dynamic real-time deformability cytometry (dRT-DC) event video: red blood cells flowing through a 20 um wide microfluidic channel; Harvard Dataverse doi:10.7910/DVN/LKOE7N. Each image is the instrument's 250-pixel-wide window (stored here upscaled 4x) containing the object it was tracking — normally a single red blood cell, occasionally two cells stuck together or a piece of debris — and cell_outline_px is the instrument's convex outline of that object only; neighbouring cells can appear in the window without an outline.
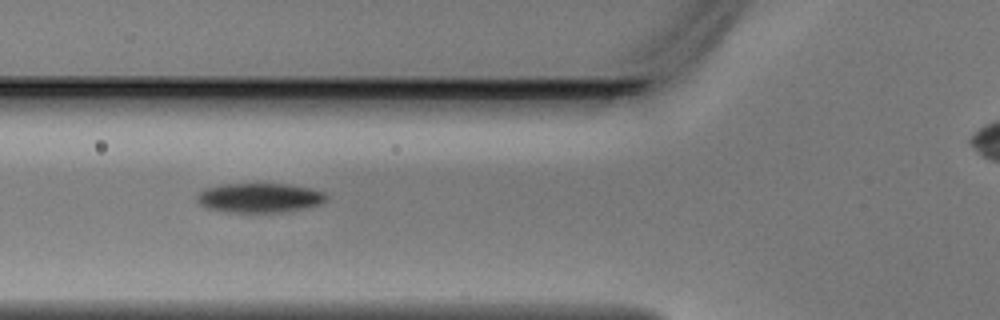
{"species": "Egyptian fruit bat (a non-hibernating species)", "species_latin": "Rousettus aegyptiacus", "temperature_condition": "warm", "stored_images_in_passage": 4, "camera_frame_rate_fps": 3000, "um_per_image_px": 0.085, "animal": {"sex": "male"}, "frame": {"image": 1, "passage_image": 4, "time_ms": 1.0, "image_size_px": [1000, 320], "cell_outline_px": [[328, 196], [320, 204], [280, 212], [228, 212], [208, 208], [200, 204], [196, 200], [196, 196], [204, 188], [224, 184], [288, 184], [312, 188], [324, 192]], "centroid_in_image_um": [22.03, 16.8], "position_along_channel_um": 103.8, "area_um2": 22.02}}